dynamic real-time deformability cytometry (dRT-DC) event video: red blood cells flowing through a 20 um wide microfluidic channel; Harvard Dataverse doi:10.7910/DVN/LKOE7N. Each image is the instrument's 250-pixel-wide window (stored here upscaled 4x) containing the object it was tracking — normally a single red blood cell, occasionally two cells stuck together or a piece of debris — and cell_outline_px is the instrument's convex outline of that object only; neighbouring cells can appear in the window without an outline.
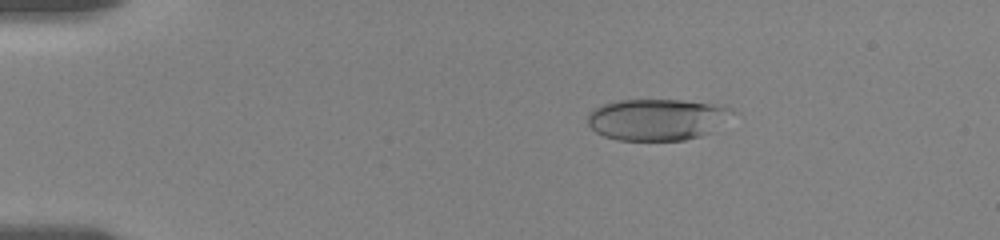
{"species": "human", "species_latin": "Homo sapiens", "temperature_condition": "room temperature", "stored_images_in_passage": 57, "camera_frame_rate_fps": 3000, "um_per_image_px": 0.085, "donor": {"sex": "female"}, "frame": {"image": 1, "passage_image": 11, "time_ms": 3.333, "image_size_px": [1000, 240], "cell_outline_px": [[736, 112], [708, 132], [700, 136], [684, 140], [616, 140], [604, 136], [596, 132], [588, 124], [588, 112], [592, 108], [600, 104], [616, 100], [680, 100], [720, 104], [732, 108]], "centroid_in_image_um": [55.8, 10.13], "position_along_channel_um": 29.2, "area_um2": 35.08}}
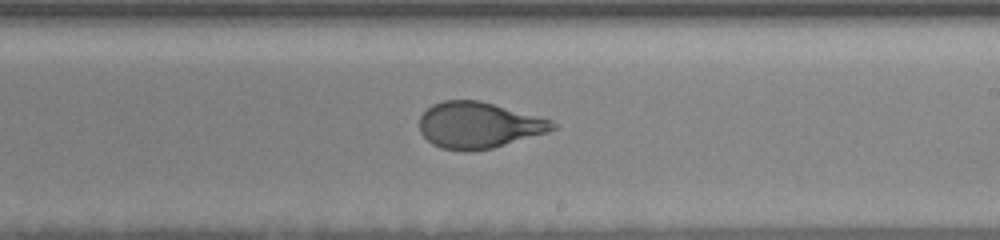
{"frame": {"image": 2, "passage_image": 35, "time_ms": 11.333, "image_size_px": [1000, 240], "cell_outline_px": [[556, 128], [548, 132], [492, 148], [468, 152], [464, 152], [440, 148], [432, 144], [420, 132], [420, 116], [432, 104], [444, 100], [480, 100], [552, 120], [556, 124]], "centroid_in_image_um": [40.66, 10.65], "position_along_channel_um": 248.3, "area_um2": 35.84}}
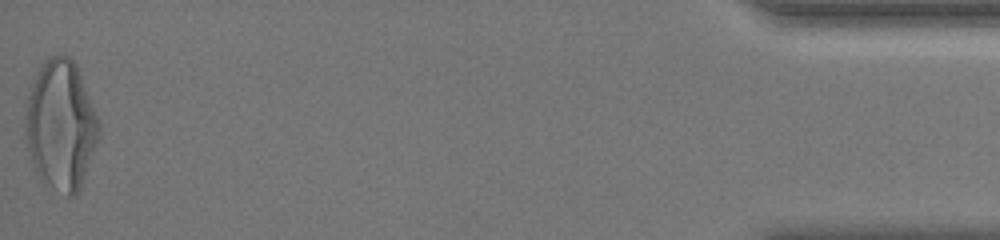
{"frame": {"image": 3, "passage_image": 57, "time_ms": 18.667, "image_size_px": [1000, 240], "cell_outline_px": [[100, 132], [80, 188], [76, 196], [68, 196], [40, 180], [32, 164], [28, 148], [28, 88], [44, 60], [48, 56], [60, 52], [64, 52], [76, 64], [100, 120]], "centroid_in_image_um": [5.2, 10.58], "position_along_channel_um": 430.0, "area_um2": 55.08}, "authors_computed_cell_mechanics": {"area_um2": 36.5874, "velocity_mm_per_s": 3.6123, "shape_relaxation_time_tau1_ms": 4.4012, "shape_relaxation_time_tau2_ms": 0.7851, "deformation_change_tau1": 0.1934, "deformation_change_tau2": 0.074}}